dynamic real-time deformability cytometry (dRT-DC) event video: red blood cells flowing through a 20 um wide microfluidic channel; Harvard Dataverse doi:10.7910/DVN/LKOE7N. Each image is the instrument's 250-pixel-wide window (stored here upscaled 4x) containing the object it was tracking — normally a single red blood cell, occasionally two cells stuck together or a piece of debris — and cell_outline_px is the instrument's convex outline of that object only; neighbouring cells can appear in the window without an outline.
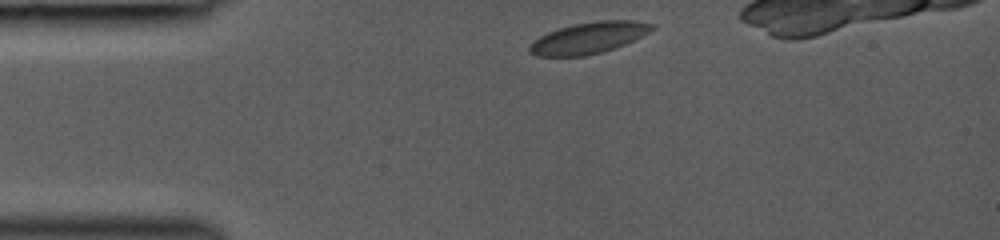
{"species": "common noctule bat (a hibernating species)", "species_latin": "Nyctalus noctula", "temperature_condition": "room temperature", "stored_images_in_passage": 2, "camera_frame_rate_fps": 3000, "um_per_image_px": 0.085, "animal": {"sex": "female", "body_mass_g": 19.0, "forearm_length_mm": 53.3}, "frame": {"image": 1, "passage_image": 1, "time_ms": 0.0, "image_size_px": [1000, 240], "cell_outline_px": [[656, 28], [624, 44], [600, 52], [584, 56], [536, 56], [528, 52], [528, 48], [540, 36], [548, 32], [560, 28], [576, 24], [596, 20], [632, 20], [656, 24]], "centroid_in_image_um": [50.04, 3.21], "position_along_channel_um": 35.0, "area_um2": 22.02}}